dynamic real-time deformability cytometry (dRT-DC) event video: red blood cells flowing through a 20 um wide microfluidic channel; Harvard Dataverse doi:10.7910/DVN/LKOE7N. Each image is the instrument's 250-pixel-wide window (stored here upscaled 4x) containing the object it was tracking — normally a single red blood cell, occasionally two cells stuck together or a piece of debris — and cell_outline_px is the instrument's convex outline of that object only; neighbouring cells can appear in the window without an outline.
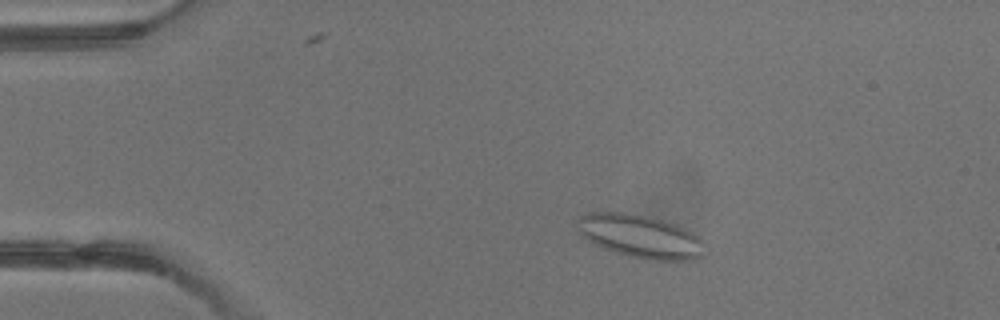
{"species": "common noctule bat (a hibernating species)", "species_latin": "Nyctalus noctula", "temperature_condition": "warm", "stored_images_in_passage": 4, "camera_frame_rate_fps": 3000, "um_per_image_px": 0.085, "animal": {"sex": "male", "body_mass_g": 13.3}, "frame": {"image": 1, "passage_image": 4, "time_ms": 4.333, "image_size_px": [1000, 320], "cell_outline_px": [[704, 256], [692, 260], [648, 260], [616, 252], [604, 248], [580, 236], [580, 216], [588, 212], [624, 212], [664, 220], [676, 224], [692, 232], [704, 244]], "centroid_in_image_um": [54.46, 20.09], "position_along_channel_um": 30.5, "area_um2": 31.67}}